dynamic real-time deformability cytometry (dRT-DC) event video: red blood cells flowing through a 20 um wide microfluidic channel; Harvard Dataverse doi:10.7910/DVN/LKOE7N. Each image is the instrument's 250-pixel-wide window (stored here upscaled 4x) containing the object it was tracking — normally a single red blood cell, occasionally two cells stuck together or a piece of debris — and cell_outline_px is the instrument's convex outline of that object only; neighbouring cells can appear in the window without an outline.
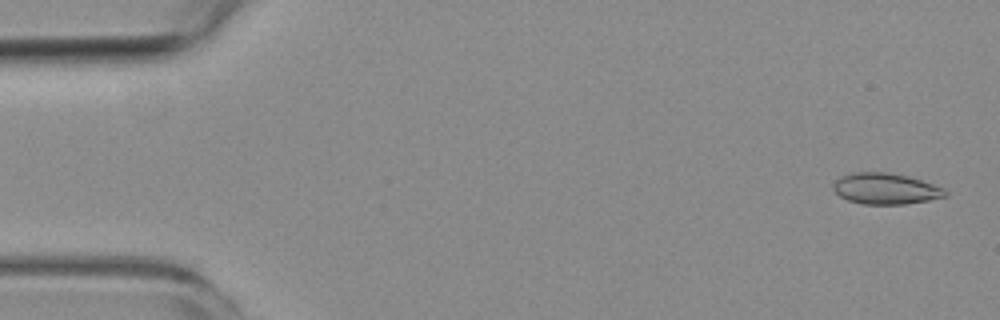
{"species": "common noctule bat (a hibernating species)", "species_latin": "Nyctalus noctula", "temperature_condition": "room temperature", "stored_images_in_passage": 4, "camera_frame_rate_fps": 3000, "um_per_image_px": 0.085, "animal": {"sex": "female", "body_mass_g": 19.3, "forearm_length_mm": 54.1}, "frame": {"image": 1, "passage_image": 1, "time_ms": 0.0, "image_size_px": [1000, 320], "cell_outline_px": [[948, 196], [928, 200], [904, 204], [860, 204], [848, 200], [840, 196], [832, 188], [832, 184], [840, 176], [852, 172], [888, 172], [908, 176], [944, 188], [948, 192]], "centroid_in_image_um": [75.25, 16.03], "position_along_channel_um": 9.7, "area_um2": 20.35}}
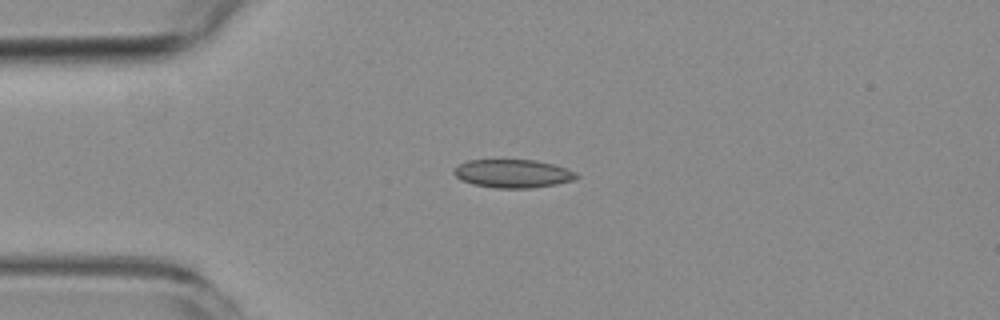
{"frame": {"image": 2, "passage_image": 3, "time_ms": 3.667, "image_size_px": [1000, 320], "cell_outline_px": [[580, 176], [576, 180], [556, 184], [532, 188], [496, 188], [472, 184], [460, 180], [452, 172], [452, 168], [468, 160], [536, 160], [552, 164], [576, 172]], "centroid_in_image_um": [43.58, 14.76], "position_along_channel_um": 41.4, "area_um2": 20.35}}